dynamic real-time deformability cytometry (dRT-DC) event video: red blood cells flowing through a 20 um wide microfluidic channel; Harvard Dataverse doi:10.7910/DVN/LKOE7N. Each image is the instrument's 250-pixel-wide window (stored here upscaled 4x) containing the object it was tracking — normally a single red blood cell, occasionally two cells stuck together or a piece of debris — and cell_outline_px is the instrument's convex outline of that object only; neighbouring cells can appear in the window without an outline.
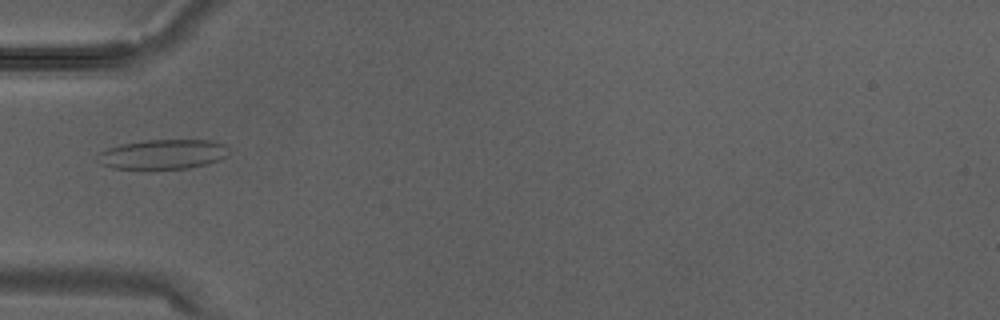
{"species": "Egyptian fruit bat (a non-hibernating species)", "species_latin": "Rousettus aegyptiacus", "temperature_condition": "warm", "stored_images_in_passage": 4, "camera_frame_rate_fps": 3000, "um_per_image_px": 0.085, "animal": {"sex": "male"}, "frame": {"image": 1, "passage_image": 4, "time_ms": 1.0, "image_size_px": [1000, 320], "cell_outline_px": [[228, 156], [208, 164], [188, 168], [112, 168], [100, 164], [96, 156], [100, 152], [108, 148], [120, 144], [148, 140], [208, 140], [224, 144], [228, 148]], "centroid_in_image_um": [13.85, 13.11], "position_along_channel_um": 71.2, "area_um2": 22.54}}